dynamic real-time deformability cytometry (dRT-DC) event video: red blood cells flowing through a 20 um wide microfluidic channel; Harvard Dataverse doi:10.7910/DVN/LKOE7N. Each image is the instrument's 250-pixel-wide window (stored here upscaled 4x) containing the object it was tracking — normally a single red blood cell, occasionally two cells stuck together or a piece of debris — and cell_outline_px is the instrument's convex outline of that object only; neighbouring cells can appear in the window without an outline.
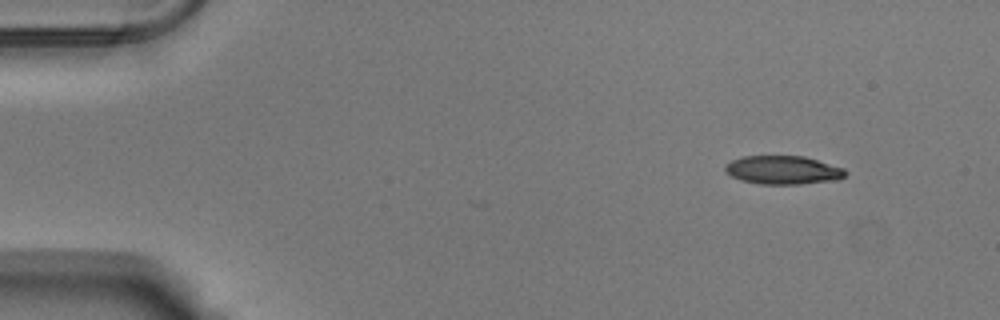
{"species": "Egyptian fruit bat (a non-hibernating species)", "species_latin": "Rousettus aegyptiacus", "temperature_condition": "warm", "stored_images_in_passage": 4, "camera_frame_rate_fps": 3000, "um_per_image_px": 0.085, "animal": {"sex": "male"}, "frame": {"image": 1, "passage_image": 1, "time_ms": 0.0, "image_size_px": [1000, 320], "cell_outline_px": [[848, 172], [844, 176], [828, 180], [800, 184], [760, 184], [744, 180], [732, 176], [724, 168], [732, 160], [744, 156], [804, 156], [844, 168]], "centroid_in_image_um": [66.56, 14.44], "position_along_channel_um": 18.4, "area_um2": 19.48}}